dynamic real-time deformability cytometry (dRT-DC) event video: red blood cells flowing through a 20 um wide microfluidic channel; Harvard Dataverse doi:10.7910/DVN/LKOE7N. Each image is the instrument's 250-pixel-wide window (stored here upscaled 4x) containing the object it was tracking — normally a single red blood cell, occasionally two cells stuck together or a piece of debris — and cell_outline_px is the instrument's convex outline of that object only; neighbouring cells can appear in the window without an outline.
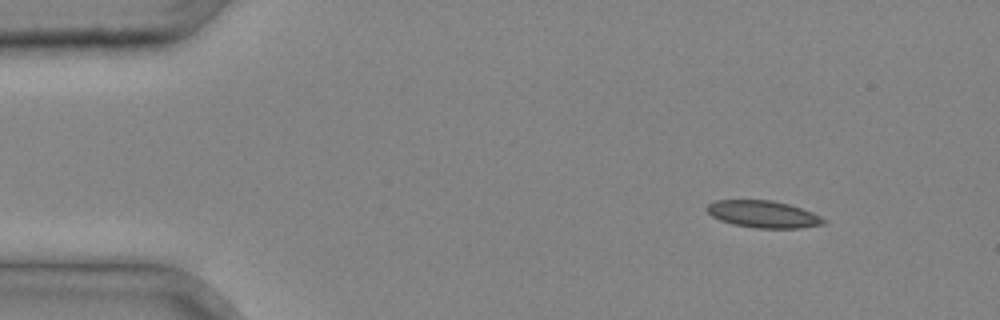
{"species": "common noctule bat (a hibernating species)", "species_latin": "Nyctalus noctula", "temperature_condition": "cold", "stored_images_in_passage": 33, "camera_frame_rate_fps": 3000, "um_per_image_px": 0.085, "animal": {"sex": "male", "body_mass_g": 20.4}, "frame": {"image": 1, "passage_image": 1, "time_ms": 0.0, "image_size_px": [1000, 320], "cell_outline_px": [[828, 220], [824, 224], [800, 228], [756, 228], [732, 224], [720, 220], [712, 216], [704, 208], [708, 204], [716, 200], [772, 200], [788, 204], [812, 212]], "centroid_in_image_um": [64.87, 18.21], "position_along_channel_um": 20.1, "area_um2": 18.44}}
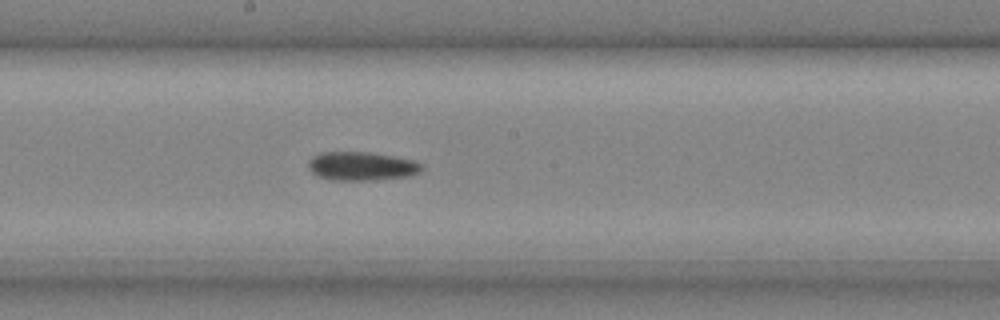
{"frame": {"image": 2, "passage_image": 17, "time_ms": 5.333, "image_size_px": [1000, 320], "cell_outline_px": [[424, 168], [420, 172], [412, 176], [376, 180], [332, 180], [320, 176], [312, 172], [308, 168], [308, 160], [312, 156], [320, 152], [368, 152], [392, 156], [412, 160], [420, 164]], "centroid_in_image_um": [30.73, 14.13], "position_along_channel_um": 217.5, "area_um2": 19.02}}
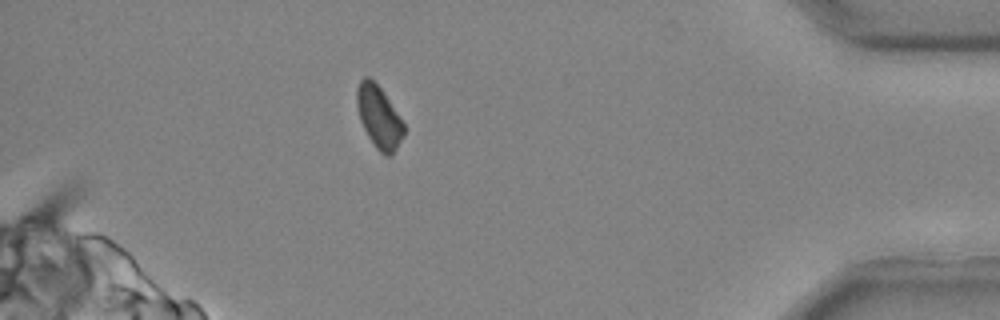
{"frame": {"image": 3, "passage_image": 30, "time_ms": 9.667, "image_size_px": [1000, 320], "cell_outline_px": [[404, 136], [392, 156], [384, 156], [376, 148], [368, 136], [360, 120], [356, 104], [356, 88], [360, 80], [364, 76], [368, 76], [380, 88], [404, 124]], "centroid_in_image_um": [32.19, 9.97], "position_along_channel_um": 403.0, "area_um2": 16.94}}